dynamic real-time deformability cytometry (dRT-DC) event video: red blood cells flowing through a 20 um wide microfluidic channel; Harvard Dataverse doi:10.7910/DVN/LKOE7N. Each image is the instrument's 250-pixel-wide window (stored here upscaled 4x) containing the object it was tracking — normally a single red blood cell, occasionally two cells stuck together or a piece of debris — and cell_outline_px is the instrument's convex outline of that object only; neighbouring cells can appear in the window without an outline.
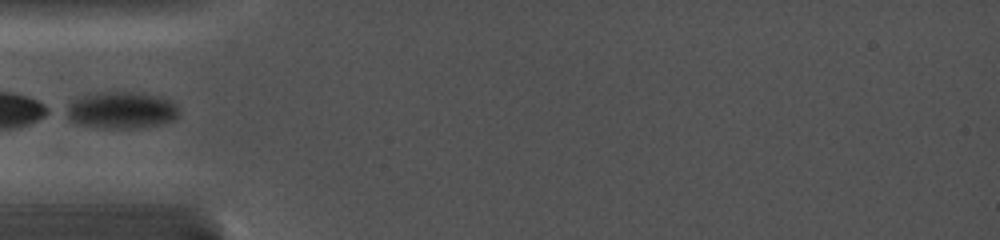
{"species": "common noctule bat (a hibernating species)", "species_latin": "Nyctalus noctula", "temperature_condition": "cold", "stored_images_in_passage": 49, "camera_frame_rate_fps": 5000, "um_per_image_px": 0.085, "animal": {"sex": "female", "body_mass_g": 19.0, "forearm_length_mm": 56.7}, "frame": {"image": 1, "passage_image": 1, "time_ms": 0.0, "image_size_px": [1000, 240], "cell_outline_px": [[180, 116], [172, 120], [160, 124], [132, 128], [104, 128], [80, 124], [68, 120], [60, 112], [60, 108], [72, 100], [96, 92], [140, 92], [160, 96], [176, 104], [180, 112]], "centroid_in_image_um": [10.23, 9.35], "position_along_channel_um": 74.8, "area_um2": 24.74}}